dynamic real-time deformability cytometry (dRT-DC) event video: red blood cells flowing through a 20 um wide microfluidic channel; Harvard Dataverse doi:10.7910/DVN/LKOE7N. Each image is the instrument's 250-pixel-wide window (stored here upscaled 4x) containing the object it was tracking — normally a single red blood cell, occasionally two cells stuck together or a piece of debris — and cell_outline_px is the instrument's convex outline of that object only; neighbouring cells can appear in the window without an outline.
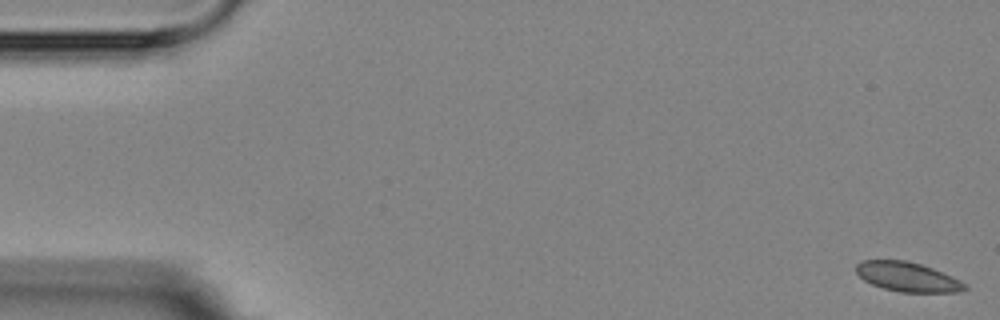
{"species": "Egyptian fruit bat (a non-hibernating species)", "species_latin": "Rousettus aegyptiacus", "temperature_condition": "room temperature", "stored_images_in_passage": 5, "camera_frame_rate_fps": 3000, "um_per_image_px": 0.085, "animal": {"sex": "female"}, "frame": {"image": 1, "passage_image": 1, "time_ms": 0.0, "image_size_px": [1000, 320], "cell_outline_px": [[968, 288], [960, 292], [900, 292], [884, 288], [872, 284], [864, 280], [856, 272], [856, 264], [860, 260], [908, 260], [932, 268], [952, 276], [960, 280]], "centroid_in_image_um": [77.13, 23.53], "position_along_channel_um": 7.9, "area_um2": 18.61}}
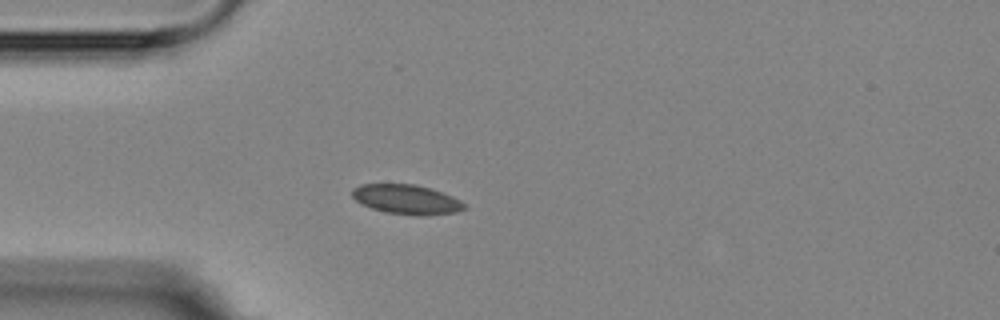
{"frame": {"image": 2, "passage_image": 5, "time_ms": 4.667, "image_size_px": [1000, 320], "cell_outline_px": [[468, 208], [456, 212], [428, 216], [416, 216], [384, 212], [360, 204], [352, 196], [352, 188], [360, 184], [416, 184], [432, 188], [452, 196], [468, 204]], "centroid_in_image_um": [34.59, 16.96], "position_along_channel_um": 50.4, "area_um2": 19.77}}